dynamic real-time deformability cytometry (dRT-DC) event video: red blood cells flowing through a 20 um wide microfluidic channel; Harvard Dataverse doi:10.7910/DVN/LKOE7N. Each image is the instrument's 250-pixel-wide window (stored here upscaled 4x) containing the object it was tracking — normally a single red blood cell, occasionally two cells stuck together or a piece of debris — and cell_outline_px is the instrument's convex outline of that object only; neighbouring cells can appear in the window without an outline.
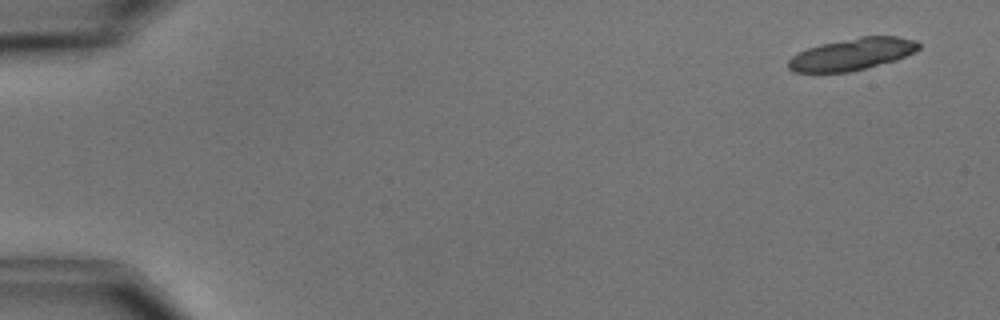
{"species": "common noctule bat (a hibernating species)", "species_latin": "Nyctalus noctula", "temperature_condition": "cold", "stored_images_in_passage": 5, "camera_frame_rate_fps": 3000, "um_per_image_px": 0.085, "animal": {"sex": "male", "body_mass_g": 15.6}, "frame": {"image": 1, "passage_image": 1, "time_ms": 0.0, "image_size_px": [1000, 320], "cell_outline_px": [[920, 48], [916, 52], [896, 60], [848, 72], [796, 72], [788, 68], [788, 60], [792, 56], [808, 48], [820, 44], [860, 36], [896, 36], [916, 40], [920, 44]], "centroid_in_image_um": [72.46, 4.59], "position_along_channel_um": 12.5, "area_um2": 24.22}}
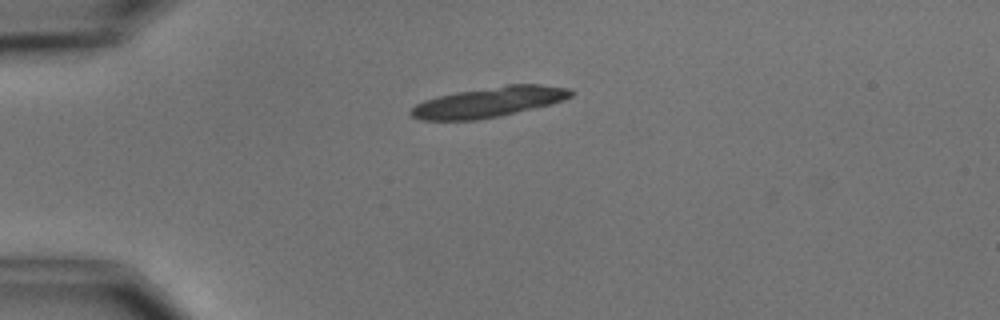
{"frame": {"image": 2, "passage_image": 4, "time_ms": 3.667, "image_size_px": [1000, 320], "cell_outline_px": [[576, 92], [572, 96], [564, 100], [552, 104], [500, 116], [476, 120], [420, 120], [412, 116], [408, 112], [416, 104], [424, 100], [436, 96], [456, 92], [508, 84], [540, 84], [572, 88]], "centroid_in_image_um": [41.6, 8.67], "position_along_channel_um": 43.4, "area_um2": 28.5}}